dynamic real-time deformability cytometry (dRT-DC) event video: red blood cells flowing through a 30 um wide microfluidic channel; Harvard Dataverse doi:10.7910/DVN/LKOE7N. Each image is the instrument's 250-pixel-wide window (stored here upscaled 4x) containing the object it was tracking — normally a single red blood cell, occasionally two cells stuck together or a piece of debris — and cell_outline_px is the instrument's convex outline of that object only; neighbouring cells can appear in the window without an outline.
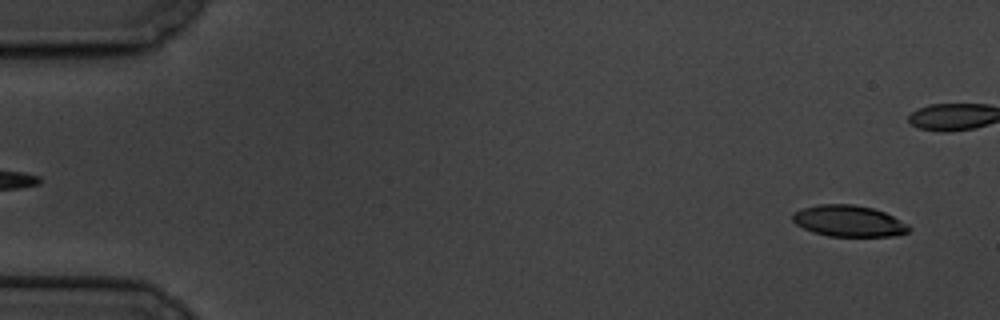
{"species": "common noctule bat (a hibernating species)", "species_latin": "Nyctalus noctula", "temperature_condition": "cold", "stored_images_in_passage": 5, "camera_frame_rate_fps": 3000, "um_per_image_px": 0.085, "animal": {"sex": "male", "body_mass_g": 19.5, "forearm_length_mm": 54.6}, "frame": {"image": 1, "passage_image": 1, "time_ms": 0.0, "image_size_px": [1000, 320], "cell_outline_px": [[912, 228], [908, 232], [896, 236], [828, 236], [812, 232], [796, 224], [792, 220], [792, 216], [796, 212], [804, 208], [820, 204], [852, 204], [872, 208], [884, 212], [908, 224]], "centroid_in_image_um": [72.17, 18.79], "position_along_channel_um": 12.8, "area_um2": 21.1}}